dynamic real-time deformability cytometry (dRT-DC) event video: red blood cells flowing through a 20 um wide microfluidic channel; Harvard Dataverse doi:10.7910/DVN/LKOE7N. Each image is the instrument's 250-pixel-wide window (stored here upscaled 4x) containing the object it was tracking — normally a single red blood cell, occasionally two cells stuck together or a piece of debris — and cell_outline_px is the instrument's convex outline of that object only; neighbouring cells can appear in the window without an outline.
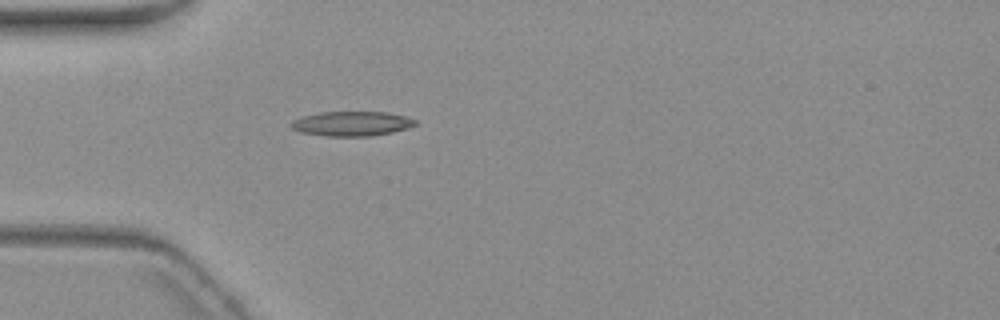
{"species": "common noctule bat (a hibernating species)", "species_latin": "Nyctalus noctula", "temperature_condition": "warm", "stored_images_in_passage": 5, "camera_frame_rate_fps": 3000, "um_per_image_px": 0.085, "animal": {"sex": "female", "body_mass_g": 19.3, "forearm_length_mm": 54.1}, "frame": {"image": 1, "passage_image": 5, "time_ms": 5.667, "image_size_px": [1000, 320], "cell_outline_px": [[416, 124], [408, 128], [392, 132], [372, 136], [328, 136], [300, 132], [292, 128], [288, 124], [292, 120], [304, 116], [320, 112], [388, 112], [404, 116], [416, 120]], "centroid_in_image_um": [29.88, 10.51], "position_along_channel_um": 55.1, "area_um2": 17.8}}